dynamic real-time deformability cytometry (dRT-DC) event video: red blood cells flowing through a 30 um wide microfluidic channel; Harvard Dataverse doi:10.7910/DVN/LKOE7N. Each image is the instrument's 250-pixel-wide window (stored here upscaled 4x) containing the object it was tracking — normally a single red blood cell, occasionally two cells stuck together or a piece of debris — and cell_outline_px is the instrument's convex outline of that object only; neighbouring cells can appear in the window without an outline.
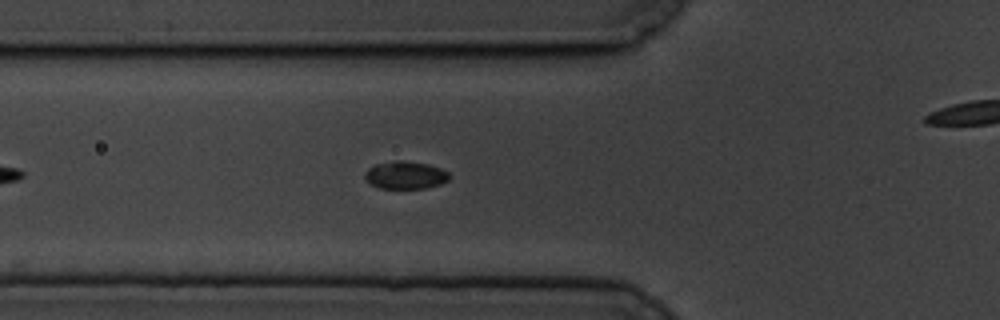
{"species": "common noctule bat (a hibernating species)", "species_latin": "Nyctalus noctula", "temperature_condition": "cold", "stored_images_in_passage": 50, "camera_frame_rate_fps": 3000, "um_per_image_px": 0.085, "animal": {"sex": "male", "body_mass_g": 19.5, "forearm_length_mm": 54.6}, "frame": {"image": 1, "passage_image": 10, "time_ms": 3.0, "image_size_px": [1000, 320], "cell_outline_px": [[448, 180], [440, 184], [428, 188], [380, 188], [372, 184], [364, 176], [364, 172], [368, 168], [376, 164], [396, 160], [400, 160], [428, 164], [440, 168], [448, 172]], "centroid_in_image_um": [34.45, 14.88], "position_along_channel_um": 91.3, "area_um2": 13.47}}
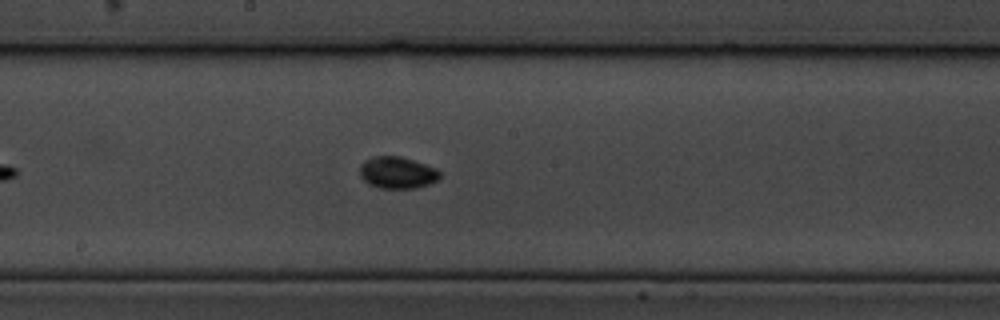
{"frame": {"image": 2, "passage_image": 21, "time_ms": 6.667, "image_size_px": [1000, 320], "cell_outline_px": [[440, 176], [436, 180], [428, 184], [416, 188], [380, 188], [368, 184], [360, 176], [360, 164], [364, 160], [376, 156], [400, 156], [436, 168], [440, 172]], "centroid_in_image_um": [33.74, 14.67], "position_along_channel_um": 214.5, "area_um2": 14.74}}
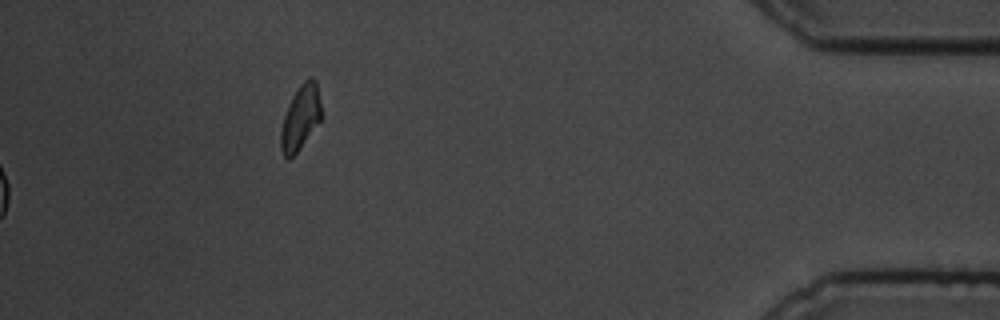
{"frame": {"image": 3, "passage_image": 50, "time_ms": 16.333, "image_size_px": [1000, 320], "cell_outline_px": [[320, 120], [300, 148], [288, 160], [284, 156], [280, 148], [280, 132], [284, 116], [288, 104], [292, 96], [300, 84], [308, 76], [312, 76], [316, 80], [320, 104]], "centroid_in_image_um": [25.51, 9.97], "position_along_channel_um": 409.7, "area_um2": 15.09}, "authors_computed_cell_mechanics": {"area_um2": 13.872, "velocity_mm_per_s": 3.3497, "shape_relaxation_time_tau1_ms": 2.0452, "shape_relaxation_time_tau2_ms": null, "deformation_change_tau1": 0.0648, "deformation_change_tau2": null}}